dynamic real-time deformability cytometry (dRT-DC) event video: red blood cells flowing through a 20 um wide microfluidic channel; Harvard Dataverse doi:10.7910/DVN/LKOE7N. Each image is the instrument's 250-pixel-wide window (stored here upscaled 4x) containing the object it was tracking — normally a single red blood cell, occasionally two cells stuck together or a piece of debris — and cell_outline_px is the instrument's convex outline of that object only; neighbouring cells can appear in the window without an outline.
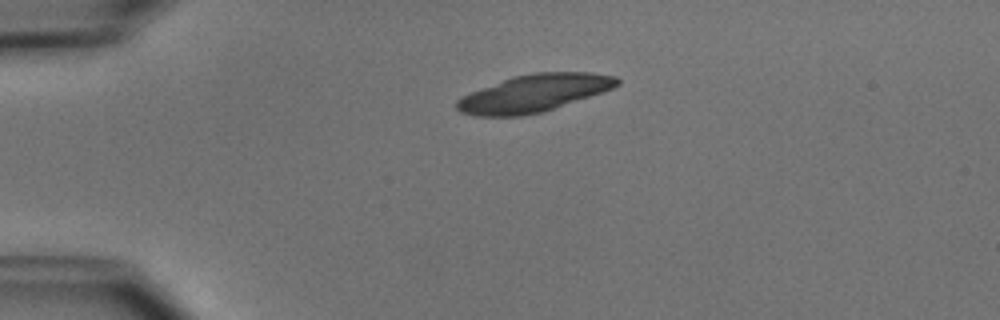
{"species": "common noctule bat (a hibernating species)", "species_latin": "Nyctalus noctula", "temperature_condition": "cold", "stored_images_in_passage": 3, "camera_frame_rate_fps": 3000, "um_per_image_px": 0.085, "animal": {"sex": "male", "body_mass_g": 15.6}, "frame": {"image": 1, "passage_image": 1, "time_ms": 0.0, "image_size_px": [1000, 320], "cell_outline_px": [[620, 84], [612, 88], [540, 112], [520, 116], [476, 116], [460, 112], [456, 108], [456, 100], [460, 96], [512, 76], [532, 72], [592, 72], [616, 76], [620, 80]], "centroid_in_image_um": [45.33, 7.91], "position_along_channel_um": 39.7, "area_um2": 34.56}}